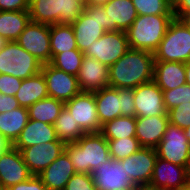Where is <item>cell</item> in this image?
Returning a JSON list of instances; mask_svg holds the SVG:
<instances>
[{
	"label": "cell",
	"mask_w": 190,
	"mask_h": 190,
	"mask_svg": "<svg viewBox=\"0 0 190 190\" xmlns=\"http://www.w3.org/2000/svg\"><path fill=\"white\" fill-rule=\"evenodd\" d=\"M154 54L145 50L129 49L109 67V86L134 89L153 81Z\"/></svg>",
	"instance_id": "cell-1"
},
{
	"label": "cell",
	"mask_w": 190,
	"mask_h": 190,
	"mask_svg": "<svg viewBox=\"0 0 190 190\" xmlns=\"http://www.w3.org/2000/svg\"><path fill=\"white\" fill-rule=\"evenodd\" d=\"M76 173L92 174L111 159L108 141L101 133H85L75 143L65 146Z\"/></svg>",
	"instance_id": "cell-2"
},
{
	"label": "cell",
	"mask_w": 190,
	"mask_h": 190,
	"mask_svg": "<svg viewBox=\"0 0 190 190\" xmlns=\"http://www.w3.org/2000/svg\"><path fill=\"white\" fill-rule=\"evenodd\" d=\"M174 18V15H138L126 31L129 48L154 53Z\"/></svg>",
	"instance_id": "cell-3"
},
{
	"label": "cell",
	"mask_w": 190,
	"mask_h": 190,
	"mask_svg": "<svg viewBox=\"0 0 190 190\" xmlns=\"http://www.w3.org/2000/svg\"><path fill=\"white\" fill-rule=\"evenodd\" d=\"M84 7V0H29L30 21L71 25L83 13Z\"/></svg>",
	"instance_id": "cell-4"
},
{
	"label": "cell",
	"mask_w": 190,
	"mask_h": 190,
	"mask_svg": "<svg viewBox=\"0 0 190 190\" xmlns=\"http://www.w3.org/2000/svg\"><path fill=\"white\" fill-rule=\"evenodd\" d=\"M153 54L155 62L190 61V29L180 19L174 18Z\"/></svg>",
	"instance_id": "cell-5"
},
{
	"label": "cell",
	"mask_w": 190,
	"mask_h": 190,
	"mask_svg": "<svg viewBox=\"0 0 190 190\" xmlns=\"http://www.w3.org/2000/svg\"><path fill=\"white\" fill-rule=\"evenodd\" d=\"M76 46L84 53L90 45L108 31V18L103 5L85 4L83 13L71 24Z\"/></svg>",
	"instance_id": "cell-6"
},
{
	"label": "cell",
	"mask_w": 190,
	"mask_h": 190,
	"mask_svg": "<svg viewBox=\"0 0 190 190\" xmlns=\"http://www.w3.org/2000/svg\"><path fill=\"white\" fill-rule=\"evenodd\" d=\"M42 65L16 41H9L0 50V74H7L24 80L39 74Z\"/></svg>",
	"instance_id": "cell-7"
},
{
	"label": "cell",
	"mask_w": 190,
	"mask_h": 190,
	"mask_svg": "<svg viewBox=\"0 0 190 190\" xmlns=\"http://www.w3.org/2000/svg\"><path fill=\"white\" fill-rule=\"evenodd\" d=\"M129 49L125 31H106L83 54L110 67Z\"/></svg>",
	"instance_id": "cell-8"
},
{
	"label": "cell",
	"mask_w": 190,
	"mask_h": 190,
	"mask_svg": "<svg viewBox=\"0 0 190 190\" xmlns=\"http://www.w3.org/2000/svg\"><path fill=\"white\" fill-rule=\"evenodd\" d=\"M157 157L171 163L190 166V144L184 134V129L168 124L162 140L155 147Z\"/></svg>",
	"instance_id": "cell-9"
},
{
	"label": "cell",
	"mask_w": 190,
	"mask_h": 190,
	"mask_svg": "<svg viewBox=\"0 0 190 190\" xmlns=\"http://www.w3.org/2000/svg\"><path fill=\"white\" fill-rule=\"evenodd\" d=\"M16 42L40 63H50V25L30 21Z\"/></svg>",
	"instance_id": "cell-10"
},
{
	"label": "cell",
	"mask_w": 190,
	"mask_h": 190,
	"mask_svg": "<svg viewBox=\"0 0 190 190\" xmlns=\"http://www.w3.org/2000/svg\"><path fill=\"white\" fill-rule=\"evenodd\" d=\"M64 106L85 133L101 132L102 126L98 118L94 93L81 91L65 102Z\"/></svg>",
	"instance_id": "cell-11"
},
{
	"label": "cell",
	"mask_w": 190,
	"mask_h": 190,
	"mask_svg": "<svg viewBox=\"0 0 190 190\" xmlns=\"http://www.w3.org/2000/svg\"><path fill=\"white\" fill-rule=\"evenodd\" d=\"M41 73L46 82L48 96L51 98L65 103L81 92L77 76L65 73L50 63L42 65Z\"/></svg>",
	"instance_id": "cell-12"
},
{
	"label": "cell",
	"mask_w": 190,
	"mask_h": 190,
	"mask_svg": "<svg viewBox=\"0 0 190 190\" xmlns=\"http://www.w3.org/2000/svg\"><path fill=\"white\" fill-rule=\"evenodd\" d=\"M97 190H136L120 160L112 158L92 172Z\"/></svg>",
	"instance_id": "cell-13"
},
{
	"label": "cell",
	"mask_w": 190,
	"mask_h": 190,
	"mask_svg": "<svg viewBox=\"0 0 190 190\" xmlns=\"http://www.w3.org/2000/svg\"><path fill=\"white\" fill-rule=\"evenodd\" d=\"M135 117L168 116L163 91L154 81L133 89Z\"/></svg>",
	"instance_id": "cell-14"
},
{
	"label": "cell",
	"mask_w": 190,
	"mask_h": 190,
	"mask_svg": "<svg viewBox=\"0 0 190 190\" xmlns=\"http://www.w3.org/2000/svg\"><path fill=\"white\" fill-rule=\"evenodd\" d=\"M155 148L141 147L136 153L120 160L129 179L137 186H149L157 160Z\"/></svg>",
	"instance_id": "cell-15"
},
{
	"label": "cell",
	"mask_w": 190,
	"mask_h": 190,
	"mask_svg": "<svg viewBox=\"0 0 190 190\" xmlns=\"http://www.w3.org/2000/svg\"><path fill=\"white\" fill-rule=\"evenodd\" d=\"M65 146L62 141H51L23 148L20 152L29 171L38 175L65 151Z\"/></svg>",
	"instance_id": "cell-16"
},
{
	"label": "cell",
	"mask_w": 190,
	"mask_h": 190,
	"mask_svg": "<svg viewBox=\"0 0 190 190\" xmlns=\"http://www.w3.org/2000/svg\"><path fill=\"white\" fill-rule=\"evenodd\" d=\"M188 167L157 158L149 187L159 190H180L187 183Z\"/></svg>",
	"instance_id": "cell-17"
},
{
	"label": "cell",
	"mask_w": 190,
	"mask_h": 190,
	"mask_svg": "<svg viewBox=\"0 0 190 190\" xmlns=\"http://www.w3.org/2000/svg\"><path fill=\"white\" fill-rule=\"evenodd\" d=\"M32 176L18 149L12 147L0 155V186L4 189L26 181Z\"/></svg>",
	"instance_id": "cell-18"
},
{
	"label": "cell",
	"mask_w": 190,
	"mask_h": 190,
	"mask_svg": "<svg viewBox=\"0 0 190 190\" xmlns=\"http://www.w3.org/2000/svg\"><path fill=\"white\" fill-rule=\"evenodd\" d=\"M77 80L82 92L100 91L109 87V67L95 58L84 55Z\"/></svg>",
	"instance_id": "cell-19"
},
{
	"label": "cell",
	"mask_w": 190,
	"mask_h": 190,
	"mask_svg": "<svg viewBox=\"0 0 190 190\" xmlns=\"http://www.w3.org/2000/svg\"><path fill=\"white\" fill-rule=\"evenodd\" d=\"M75 173L74 166L68 154L64 151L37 176L48 190H64L67 182Z\"/></svg>",
	"instance_id": "cell-20"
},
{
	"label": "cell",
	"mask_w": 190,
	"mask_h": 190,
	"mask_svg": "<svg viewBox=\"0 0 190 190\" xmlns=\"http://www.w3.org/2000/svg\"><path fill=\"white\" fill-rule=\"evenodd\" d=\"M168 124L169 116L136 117V138L140 145L155 148Z\"/></svg>",
	"instance_id": "cell-21"
},
{
	"label": "cell",
	"mask_w": 190,
	"mask_h": 190,
	"mask_svg": "<svg viewBox=\"0 0 190 190\" xmlns=\"http://www.w3.org/2000/svg\"><path fill=\"white\" fill-rule=\"evenodd\" d=\"M51 141H60L57 139L54 125L29 119L13 147L21 151L23 148Z\"/></svg>",
	"instance_id": "cell-22"
},
{
	"label": "cell",
	"mask_w": 190,
	"mask_h": 190,
	"mask_svg": "<svg viewBox=\"0 0 190 190\" xmlns=\"http://www.w3.org/2000/svg\"><path fill=\"white\" fill-rule=\"evenodd\" d=\"M108 18V31H127L137 18L132 0H110L103 5Z\"/></svg>",
	"instance_id": "cell-23"
},
{
	"label": "cell",
	"mask_w": 190,
	"mask_h": 190,
	"mask_svg": "<svg viewBox=\"0 0 190 190\" xmlns=\"http://www.w3.org/2000/svg\"><path fill=\"white\" fill-rule=\"evenodd\" d=\"M153 81L162 91L175 89L186 84L184 63L154 62Z\"/></svg>",
	"instance_id": "cell-24"
},
{
	"label": "cell",
	"mask_w": 190,
	"mask_h": 190,
	"mask_svg": "<svg viewBox=\"0 0 190 190\" xmlns=\"http://www.w3.org/2000/svg\"><path fill=\"white\" fill-rule=\"evenodd\" d=\"M98 118L101 126L121 116V98L119 89L105 87L94 93Z\"/></svg>",
	"instance_id": "cell-25"
},
{
	"label": "cell",
	"mask_w": 190,
	"mask_h": 190,
	"mask_svg": "<svg viewBox=\"0 0 190 190\" xmlns=\"http://www.w3.org/2000/svg\"><path fill=\"white\" fill-rule=\"evenodd\" d=\"M15 97L19 105L25 108H29L41 99L49 97L43 74L40 72L35 76L22 80Z\"/></svg>",
	"instance_id": "cell-26"
},
{
	"label": "cell",
	"mask_w": 190,
	"mask_h": 190,
	"mask_svg": "<svg viewBox=\"0 0 190 190\" xmlns=\"http://www.w3.org/2000/svg\"><path fill=\"white\" fill-rule=\"evenodd\" d=\"M29 120L28 108L19 107L0 113V134L14 144Z\"/></svg>",
	"instance_id": "cell-27"
},
{
	"label": "cell",
	"mask_w": 190,
	"mask_h": 190,
	"mask_svg": "<svg viewBox=\"0 0 190 190\" xmlns=\"http://www.w3.org/2000/svg\"><path fill=\"white\" fill-rule=\"evenodd\" d=\"M29 22V11H0V36L16 41Z\"/></svg>",
	"instance_id": "cell-28"
},
{
	"label": "cell",
	"mask_w": 190,
	"mask_h": 190,
	"mask_svg": "<svg viewBox=\"0 0 190 190\" xmlns=\"http://www.w3.org/2000/svg\"><path fill=\"white\" fill-rule=\"evenodd\" d=\"M50 49L51 59L56 54L70 50H78L76 46L74 30L71 25H50Z\"/></svg>",
	"instance_id": "cell-29"
},
{
	"label": "cell",
	"mask_w": 190,
	"mask_h": 190,
	"mask_svg": "<svg viewBox=\"0 0 190 190\" xmlns=\"http://www.w3.org/2000/svg\"><path fill=\"white\" fill-rule=\"evenodd\" d=\"M100 133L106 140L136 137V117L119 116L103 124Z\"/></svg>",
	"instance_id": "cell-30"
},
{
	"label": "cell",
	"mask_w": 190,
	"mask_h": 190,
	"mask_svg": "<svg viewBox=\"0 0 190 190\" xmlns=\"http://www.w3.org/2000/svg\"><path fill=\"white\" fill-rule=\"evenodd\" d=\"M63 108L62 101L47 97L28 108L29 119L54 125Z\"/></svg>",
	"instance_id": "cell-31"
},
{
	"label": "cell",
	"mask_w": 190,
	"mask_h": 190,
	"mask_svg": "<svg viewBox=\"0 0 190 190\" xmlns=\"http://www.w3.org/2000/svg\"><path fill=\"white\" fill-rule=\"evenodd\" d=\"M54 127L57 139L65 144L75 143L85 134L65 106L56 119Z\"/></svg>",
	"instance_id": "cell-32"
},
{
	"label": "cell",
	"mask_w": 190,
	"mask_h": 190,
	"mask_svg": "<svg viewBox=\"0 0 190 190\" xmlns=\"http://www.w3.org/2000/svg\"><path fill=\"white\" fill-rule=\"evenodd\" d=\"M84 54L79 50H70L56 54L50 61L53 67L65 73L77 76L83 62Z\"/></svg>",
	"instance_id": "cell-33"
},
{
	"label": "cell",
	"mask_w": 190,
	"mask_h": 190,
	"mask_svg": "<svg viewBox=\"0 0 190 190\" xmlns=\"http://www.w3.org/2000/svg\"><path fill=\"white\" fill-rule=\"evenodd\" d=\"M137 15H174L171 0H132Z\"/></svg>",
	"instance_id": "cell-34"
},
{
	"label": "cell",
	"mask_w": 190,
	"mask_h": 190,
	"mask_svg": "<svg viewBox=\"0 0 190 190\" xmlns=\"http://www.w3.org/2000/svg\"><path fill=\"white\" fill-rule=\"evenodd\" d=\"M110 157L113 160H122L136 153L142 146L136 137L118 140H107Z\"/></svg>",
	"instance_id": "cell-35"
},
{
	"label": "cell",
	"mask_w": 190,
	"mask_h": 190,
	"mask_svg": "<svg viewBox=\"0 0 190 190\" xmlns=\"http://www.w3.org/2000/svg\"><path fill=\"white\" fill-rule=\"evenodd\" d=\"M163 98L167 111L180 104L190 103V85L184 84L175 89L163 91Z\"/></svg>",
	"instance_id": "cell-36"
},
{
	"label": "cell",
	"mask_w": 190,
	"mask_h": 190,
	"mask_svg": "<svg viewBox=\"0 0 190 190\" xmlns=\"http://www.w3.org/2000/svg\"><path fill=\"white\" fill-rule=\"evenodd\" d=\"M169 123L185 129L190 126V103L180 104L168 111Z\"/></svg>",
	"instance_id": "cell-37"
},
{
	"label": "cell",
	"mask_w": 190,
	"mask_h": 190,
	"mask_svg": "<svg viewBox=\"0 0 190 190\" xmlns=\"http://www.w3.org/2000/svg\"><path fill=\"white\" fill-rule=\"evenodd\" d=\"M64 190H97L92 174L75 173L67 182Z\"/></svg>",
	"instance_id": "cell-38"
},
{
	"label": "cell",
	"mask_w": 190,
	"mask_h": 190,
	"mask_svg": "<svg viewBox=\"0 0 190 190\" xmlns=\"http://www.w3.org/2000/svg\"><path fill=\"white\" fill-rule=\"evenodd\" d=\"M119 98H121V116L135 117L133 89H119Z\"/></svg>",
	"instance_id": "cell-39"
},
{
	"label": "cell",
	"mask_w": 190,
	"mask_h": 190,
	"mask_svg": "<svg viewBox=\"0 0 190 190\" xmlns=\"http://www.w3.org/2000/svg\"><path fill=\"white\" fill-rule=\"evenodd\" d=\"M22 80L7 74H0V93L15 96L20 89Z\"/></svg>",
	"instance_id": "cell-40"
},
{
	"label": "cell",
	"mask_w": 190,
	"mask_h": 190,
	"mask_svg": "<svg viewBox=\"0 0 190 190\" xmlns=\"http://www.w3.org/2000/svg\"><path fill=\"white\" fill-rule=\"evenodd\" d=\"M7 190H48V189L37 175H33L26 181L10 186Z\"/></svg>",
	"instance_id": "cell-41"
},
{
	"label": "cell",
	"mask_w": 190,
	"mask_h": 190,
	"mask_svg": "<svg viewBox=\"0 0 190 190\" xmlns=\"http://www.w3.org/2000/svg\"><path fill=\"white\" fill-rule=\"evenodd\" d=\"M0 11H29V0H0Z\"/></svg>",
	"instance_id": "cell-42"
},
{
	"label": "cell",
	"mask_w": 190,
	"mask_h": 190,
	"mask_svg": "<svg viewBox=\"0 0 190 190\" xmlns=\"http://www.w3.org/2000/svg\"><path fill=\"white\" fill-rule=\"evenodd\" d=\"M21 107L15 96L0 93V113L10 112Z\"/></svg>",
	"instance_id": "cell-43"
},
{
	"label": "cell",
	"mask_w": 190,
	"mask_h": 190,
	"mask_svg": "<svg viewBox=\"0 0 190 190\" xmlns=\"http://www.w3.org/2000/svg\"><path fill=\"white\" fill-rule=\"evenodd\" d=\"M190 10V0H176L173 3V14L179 19L185 12Z\"/></svg>",
	"instance_id": "cell-44"
},
{
	"label": "cell",
	"mask_w": 190,
	"mask_h": 190,
	"mask_svg": "<svg viewBox=\"0 0 190 190\" xmlns=\"http://www.w3.org/2000/svg\"><path fill=\"white\" fill-rule=\"evenodd\" d=\"M12 147L13 144L0 134V155L4 154Z\"/></svg>",
	"instance_id": "cell-45"
},
{
	"label": "cell",
	"mask_w": 190,
	"mask_h": 190,
	"mask_svg": "<svg viewBox=\"0 0 190 190\" xmlns=\"http://www.w3.org/2000/svg\"><path fill=\"white\" fill-rule=\"evenodd\" d=\"M190 29V10L179 18Z\"/></svg>",
	"instance_id": "cell-46"
},
{
	"label": "cell",
	"mask_w": 190,
	"mask_h": 190,
	"mask_svg": "<svg viewBox=\"0 0 190 190\" xmlns=\"http://www.w3.org/2000/svg\"><path fill=\"white\" fill-rule=\"evenodd\" d=\"M109 1L110 0H84L85 4H92V5H104Z\"/></svg>",
	"instance_id": "cell-47"
},
{
	"label": "cell",
	"mask_w": 190,
	"mask_h": 190,
	"mask_svg": "<svg viewBox=\"0 0 190 190\" xmlns=\"http://www.w3.org/2000/svg\"><path fill=\"white\" fill-rule=\"evenodd\" d=\"M186 73V84L190 85V61L184 63Z\"/></svg>",
	"instance_id": "cell-48"
},
{
	"label": "cell",
	"mask_w": 190,
	"mask_h": 190,
	"mask_svg": "<svg viewBox=\"0 0 190 190\" xmlns=\"http://www.w3.org/2000/svg\"><path fill=\"white\" fill-rule=\"evenodd\" d=\"M8 42H9V41H8L6 38L0 36V50L3 49L4 46H5Z\"/></svg>",
	"instance_id": "cell-49"
},
{
	"label": "cell",
	"mask_w": 190,
	"mask_h": 190,
	"mask_svg": "<svg viewBox=\"0 0 190 190\" xmlns=\"http://www.w3.org/2000/svg\"><path fill=\"white\" fill-rule=\"evenodd\" d=\"M184 134L190 144V126L184 129Z\"/></svg>",
	"instance_id": "cell-50"
},
{
	"label": "cell",
	"mask_w": 190,
	"mask_h": 190,
	"mask_svg": "<svg viewBox=\"0 0 190 190\" xmlns=\"http://www.w3.org/2000/svg\"><path fill=\"white\" fill-rule=\"evenodd\" d=\"M139 190H159V189H155V188H152V187H149V186H140Z\"/></svg>",
	"instance_id": "cell-51"
},
{
	"label": "cell",
	"mask_w": 190,
	"mask_h": 190,
	"mask_svg": "<svg viewBox=\"0 0 190 190\" xmlns=\"http://www.w3.org/2000/svg\"><path fill=\"white\" fill-rule=\"evenodd\" d=\"M180 190H190V184L187 182Z\"/></svg>",
	"instance_id": "cell-52"
},
{
	"label": "cell",
	"mask_w": 190,
	"mask_h": 190,
	"mask_svg": "<svg viewBox=\"0 0 190 190\" xmlns=\"http://www.w3.org/2000/svg\"><path fill=\"white\" fill-rule=\"evenodd\" d=\"M187 182L190 184V166L188 167Z\"/></svg>",
	"instance_id": "cell-53"
}]
</instances>
